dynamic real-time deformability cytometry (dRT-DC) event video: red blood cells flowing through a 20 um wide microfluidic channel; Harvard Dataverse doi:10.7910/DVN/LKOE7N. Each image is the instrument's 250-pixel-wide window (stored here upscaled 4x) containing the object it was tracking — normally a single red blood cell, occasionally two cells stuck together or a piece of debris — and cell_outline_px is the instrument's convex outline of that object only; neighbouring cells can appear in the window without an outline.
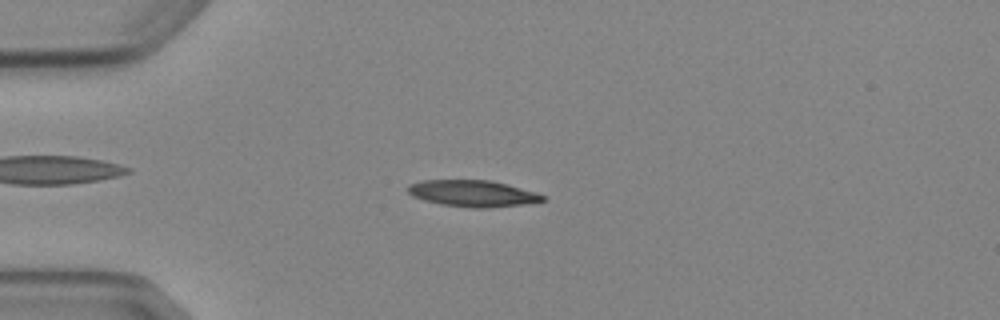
{"species": "Egyptian fruit bat (a non-hibernating species)", "species_latin": "Rousettus aegyptiacus", "temperature_condition": "cold", "stored_images_in_passage": 7, "camera_frame_rate_fps": 3000, "um_per_image_px": 0.085, "animal": {"sex": "female"}, "frame": {"image": 1, "passage_image": 4, "time_ms": 3.667, "image_size_px": [1000, 320], "cell_outline_px": [[548, 200], [520, 204], [488, 208], [472, 208], [440, 204], [424, 200], [412, 196], [404, 188], [408, 184], [424, 180], [492, 180], [508, 184], [536, 192], [548, 196]], "centroid_in_image_um": [40.18, 16.43], "position_along_channel_um": 44.8, "area_um2": 21.04}}
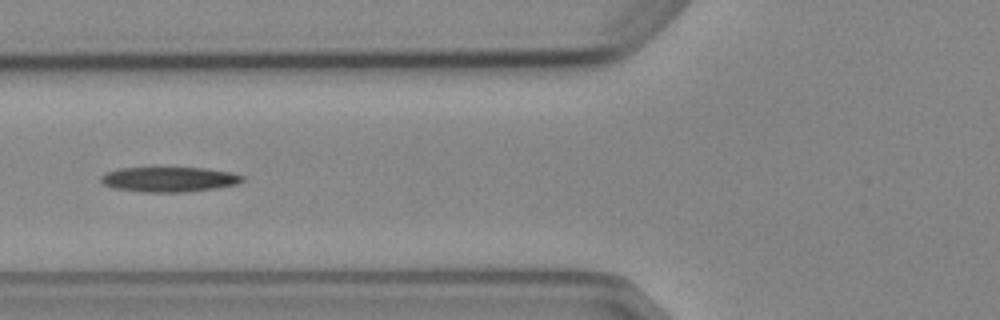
{"frame": {"image": 2, "passage_image": 6, "time_ms": 6.0, "image_size_px": [1000, 320], "cell_outline_px": [[244, 180], [240, 184], [216, 188], [184, 192], [144, 192], [112, 188], [104, 184], [100, 180], [100, 176], [104, 172], [120, 168], [152, 164], [204, 168], [232, 172], [244, 176]], "centroid_in_image_um": [14.33, 15.19], "position_along_channel_um": 111.5, "area_um2": 21.96}}